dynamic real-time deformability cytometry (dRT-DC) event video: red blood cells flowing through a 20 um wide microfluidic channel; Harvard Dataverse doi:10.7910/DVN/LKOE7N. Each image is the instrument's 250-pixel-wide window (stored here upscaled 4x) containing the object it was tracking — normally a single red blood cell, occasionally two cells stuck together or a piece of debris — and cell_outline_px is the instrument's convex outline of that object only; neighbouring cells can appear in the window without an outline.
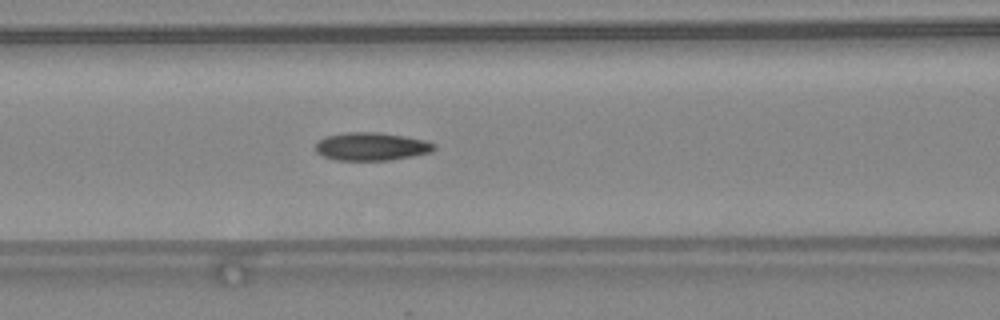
{"species": "common noctule bat (a hibernating species)", "species_latin": "Nyctalus noctula", "temperature_condition": "warm", "stored_images_in_passage": 48, "camera_frame_rate_fps": 3000, "um_per_image_px": 0.085, "animal": {"sex": "female", "body_mass_g": 24.6, "forearm_length_mm": 56.2}, "frame": {"image": 1, "passage_image": 21, "time_ms": 6.667, "image_size_px": [1000, 320], "cell_outline_px": [[436, 148], [432, 152], [412, 156], [388, 160], [336, 160], [324, 156], [316, 152], [316, 144], [324, 136], [348, 132], [376, 132], [404, 136], [428, 140], [436, 144]], "centroid_in_image_um": [31.61, 12.45], "position_along_channel_um": 135.0, "area_um2": 19.42}, "authors_computed_cell_mechanics": {"area_um2": 18.8139, "velocity_mm_per_s": 4.4191, "shape_relaxation_time_tau1_ms": null, "shape_relaxation_time_tau2_ms": 2.7047, "deformation_change_tau1": null, "deformation_change_tau2": 0.1071}}